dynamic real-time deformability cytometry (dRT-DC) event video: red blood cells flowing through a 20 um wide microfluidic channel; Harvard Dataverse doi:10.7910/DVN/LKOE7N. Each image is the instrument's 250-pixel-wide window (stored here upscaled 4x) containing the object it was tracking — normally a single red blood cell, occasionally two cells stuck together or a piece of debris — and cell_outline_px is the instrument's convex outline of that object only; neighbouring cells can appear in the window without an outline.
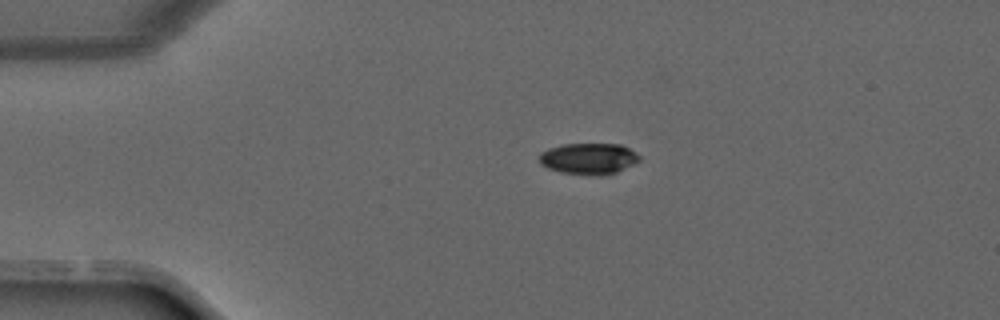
{"species": "common noctule bat (a hibernating species)", "species_latin": "Nyctalus noctula", "temperature_condition": "warm", "stored_images_in_passage": 17, "camera_frame_rate_fps": 3000, "um_per_image_px": 0.085, "animal": {"sex": "male", "forearm_length_mm": 52.5}, "frame": {"image": 1, "passage_image": 1, "time_ms": 0.0, "image_size_px": [1000, 320], "cell_outline_px": [[640, 160], [616, 172], [600, 176], [588, 176], [560, 172], [548, 168], [540, 164], [540, 152], [548, 148], [564, 144], [620, 144], [636, 152], [640, 156]], "centroid_in_image_um": [50.02, 13.49], "position_along_channel_um": 35.0, "area_um2": 18.32}}
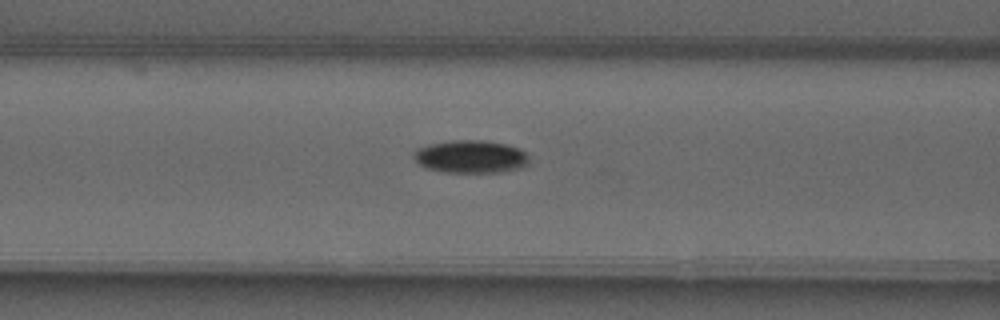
{"frame": {"image": 2, "passage_image": 9, "time_ms": 2.667, "image_size_px": [1000, 320], "cell_outline_px": [[528, 164], [524, 168], [500, 172], [444, 172], [424, 168], [412, 156], [412, 152], [416, 148], [428, 144], [452, 140], [484, 140], [504, 144], [520, 148], [528, 156]], "centroid_in_image_um": [39.99, 13.31], "position_along_channel_um": 126.6, "area_um2": 22.31}}
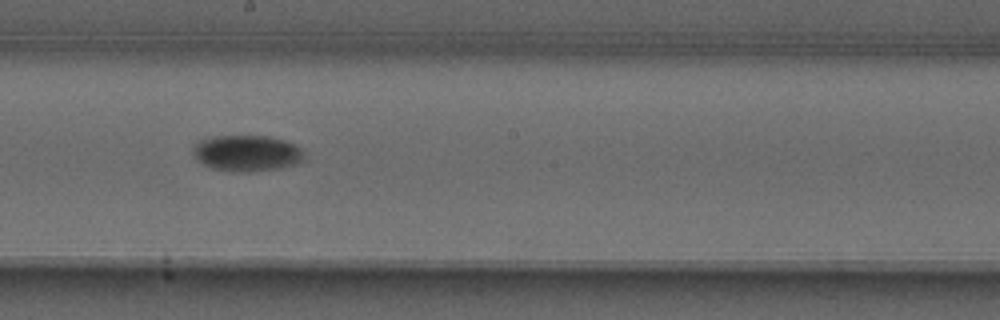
{"frame": {"image": 3, "passage_image": 15, "time_ms": 4.667, "image_size_px": [1000, 320], "cell_outline_px": [[304, 156], [296, 164], [280, 168], [248, 172], [236, 172], [212, 168], [204, 164], [192, 152], [192, 148], [200, 140], [216, 136], [268, 136], [284, 140], [292, 144]], "centroid_in_image_um": [20.94, 13.02], "position_along_channel_um": 227.3, "area_um2": 22.89}}